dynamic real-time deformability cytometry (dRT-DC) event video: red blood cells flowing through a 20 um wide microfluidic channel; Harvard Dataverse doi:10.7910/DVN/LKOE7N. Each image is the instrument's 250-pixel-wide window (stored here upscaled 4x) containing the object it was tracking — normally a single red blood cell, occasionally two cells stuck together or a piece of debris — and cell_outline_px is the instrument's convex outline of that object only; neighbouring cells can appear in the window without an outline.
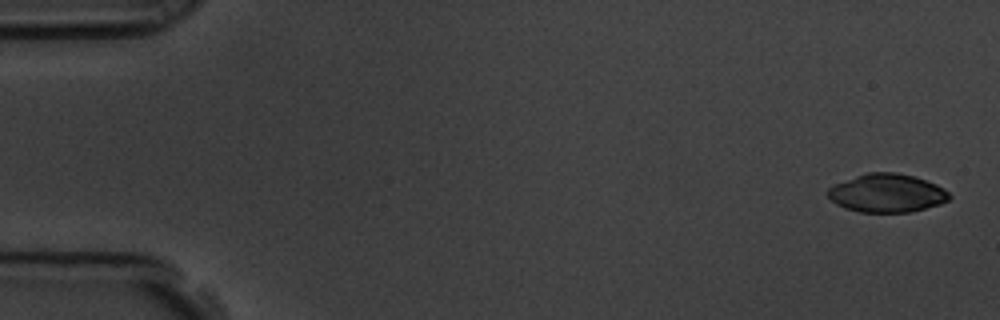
{"species": "common noctule bat (a hibernating species)", "species_latin": "Nyctalus noctula", "temperature_condition": "room temperature", "stored_images_in_passage": 8, "camera_frame_rate_fps": 3000, "um_per_image_px": 0.085, "animal": {"sex": "male", "body_mass_g": 19.5, "forearm_length_mm": 54.6}, "frame": {"image": 1, "passage_image": 1, "time_ms": 0.0, "image_size_px": [1000, 320], "cell_outline_px": [[952, 196], [948, 200], [940, 204], [908, 212], [860, 212], [844, 208], [836, 204], [828, 196], [828, 188], [832, 184], [868, 172], [896, 172], [916, 176], [936, 184], [944, 188]], "centroid_in_image_um": [75.38, 16.4], "position_along_channel_um": 9.6, "area_um2": 27.28}}
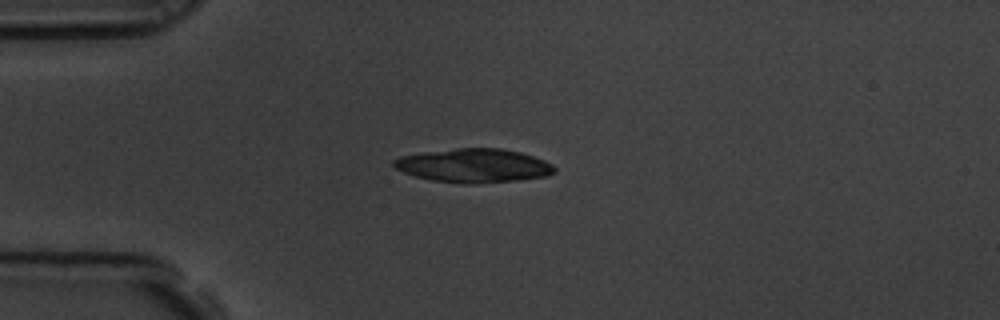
{"frame": {"image": 2, "passage_image": 4, "time_ms": 1.0, "image_size_px": [1000, 320], "cell_outline_px": [[556, 172], [548, 176], [516, 180], [476, 184], [460, 184], [432, 180], [416, 176], [404, 172], [396, 168], [392, 164], [392, 160], [400, 156], [424, 152], [456, 148], [500, 148], [520, 152], [544, 160], [552, 164], [556, 168]], "centroid_in_image_um": [40.27, 14.08], "position_along_channel_um": 44.7, "area_um2": 31.73}}